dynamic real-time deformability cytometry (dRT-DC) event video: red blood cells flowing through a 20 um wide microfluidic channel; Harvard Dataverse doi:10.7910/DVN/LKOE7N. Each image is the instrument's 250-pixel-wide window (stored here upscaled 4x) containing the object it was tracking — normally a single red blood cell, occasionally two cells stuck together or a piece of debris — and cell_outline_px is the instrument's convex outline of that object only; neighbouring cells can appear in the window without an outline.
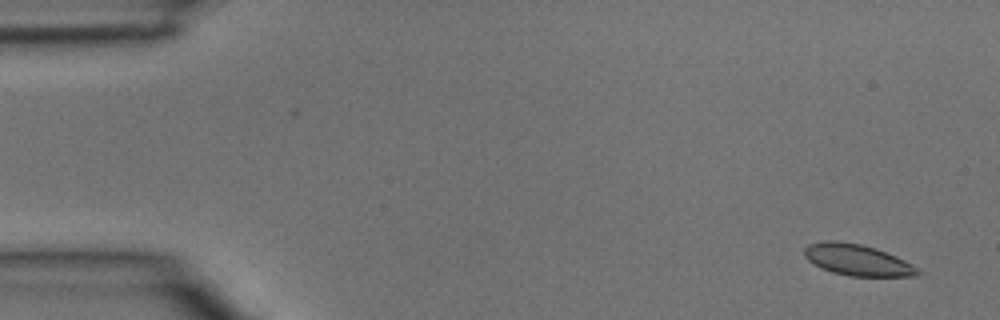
{"species": "common noctule bat (a hibernating species)", "species_latin": "Nyctalus noctula", "temperature_condition": "room temperature", "stored_images_in_passage": 5, "camera_frame_rate_fps": 3000, "um_per_image_px": 0.085, "animal": {"sex": "male", "body_mass_g": 15.6}, "frame": {"image": 1, "passage_image": 1, "time_ms": 0.0, "image_size_px": [1000, 320], "cell_outline_px": [[924, 272], [920, 276], [848, 276], [832, 272], [812, 264], [804, 256], [804, 248], [808, 244], [824, 240], [836, 240], [860, 244], [876, 248], [896, 256], [912, 264]], "centroid_in_image_um": [72.88, 22.1], "position_along_channel_um": 12.1, "area_um2": 20.92}}
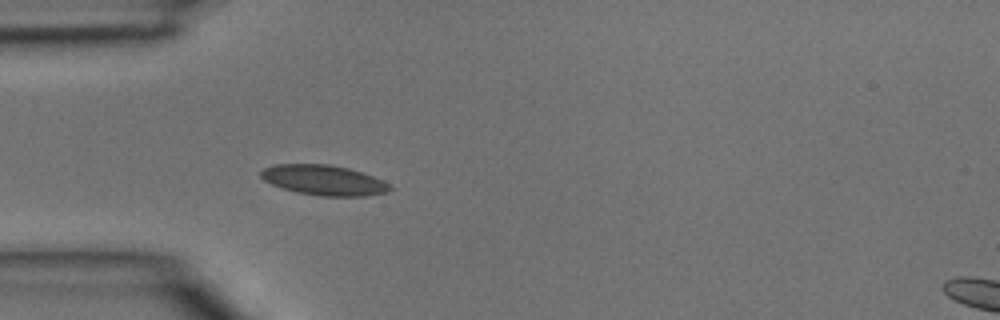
{"frame": {"image": 2, "passage_image": 4, "time_ms": 1.0, "image_size_px": [1000, 320], "cell_outline_px": [[392, 188], [388, 192], [364, 196], [320, 196], [296, 192], [272, 184], [264, 180], [260, 176], [260, 172], [264, 168], [276, 164], [328, 164], [348, 168], [372, 176], [388, 184]], "centroid_in_image_um": [27.5, 15.31], "position_along_channel_um": 57.5, "area_um2": 22.43}}